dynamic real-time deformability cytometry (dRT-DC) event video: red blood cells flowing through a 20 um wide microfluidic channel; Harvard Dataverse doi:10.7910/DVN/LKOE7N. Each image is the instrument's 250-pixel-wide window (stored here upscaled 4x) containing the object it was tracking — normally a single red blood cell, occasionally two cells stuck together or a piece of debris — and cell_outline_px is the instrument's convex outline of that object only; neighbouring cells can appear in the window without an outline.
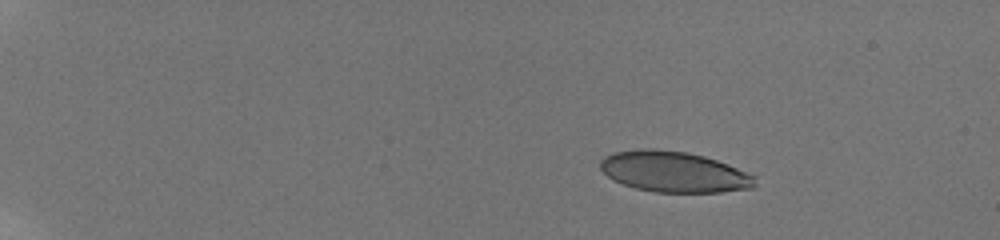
{"species": "human", "species_latin": "Homo sapiens", "temperature_condition": "room temperature", "stored_images_in_passage": 11, "camera_frame_rate_fps": 3000, "um_per_image_px": 0.085, "donor": {"sex": "male"}, "frame": {"image": 1, "passage_image": 1, "time_ms": 0.0, "image_size_px": [1000, 240], "cell_outline_px": [[756, 188], [720, 192], [656, 192], [636, 188], [624, 184], [608, 176], [600, 168], [600, 160], [604, 156], [612, 152], [644, 148], [652, 148], [688, 152], [704, 156], [728, 164], [756, 176]], "centroid_in_image_um": [57.31, 14.6], "position_along_channel_um": 27.7, "area_um2": 36.88}}
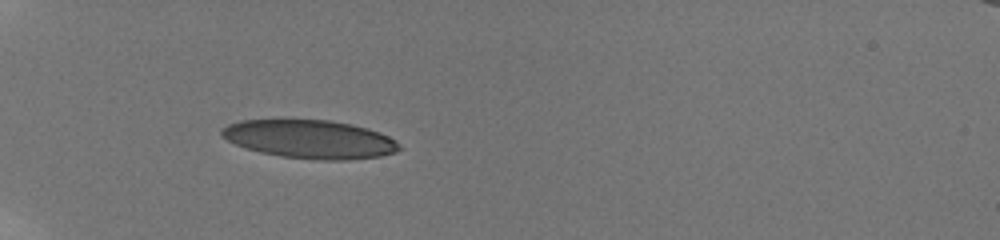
{"frame": {"image": 2, "passage_image": 8, "time_ms": 3.667, "image_size_px": [1000, 240], "cell_outline_px": [[404, 148], [396, 152], [380, 156], [348, 160], [320, 160], [280, 156], [260, 152], [236, 144], [220, 136], [220, 128], [228, 124], [240, 120], [328, 120], [352, 124], [368, 128], [380, 132], [396, 140]], "centroid_in_image_um": [26.37, 11.83], "position_along_channel_um": 58.6, "area_um2": 39.94}}
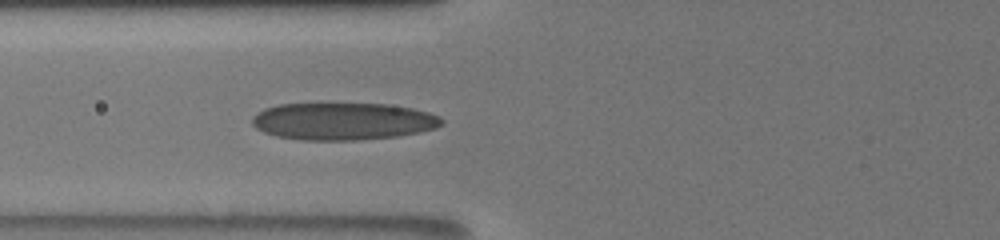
{"frame": {"image": 3, "passage_image": 11, "time_ms": 5.333, "image_size_px": [1000, 240], "cell_outline_px": [[444, 124], [436, 128], [420, 132], [396, 136], [356, 140], [300, 140], [276, 136], [264, 132], [256, 128], [252, 124], [252, 116], [264, 108], [280, 104], [320, 100], [388, 104], [412, 108], [428, 112], [440, 116], [444, 120]], "centroid_in_image_um": [29.12, 10.25], "position_along_channel_um": 96.7, "area_um2": 42.83}}